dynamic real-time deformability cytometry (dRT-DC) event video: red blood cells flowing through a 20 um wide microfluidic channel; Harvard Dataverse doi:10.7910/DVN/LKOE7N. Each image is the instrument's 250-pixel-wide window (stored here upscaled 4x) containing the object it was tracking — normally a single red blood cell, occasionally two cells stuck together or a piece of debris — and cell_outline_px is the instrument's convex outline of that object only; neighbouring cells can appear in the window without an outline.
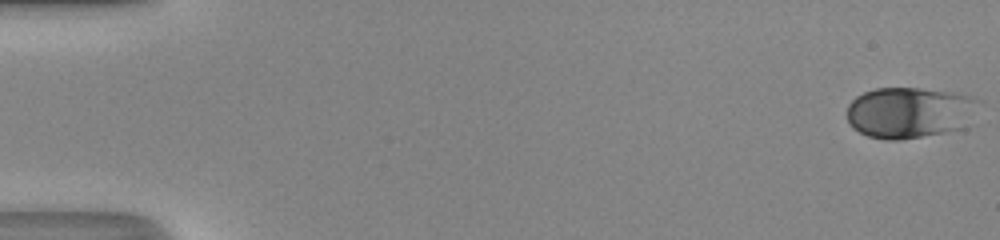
{"species": "human", "species_latin": "Homo sapiens", "temperature_condition": "room temperature", "stored_images_in_passage": 49, "camera_frame_rate_fps": 3000, "um_per_image_px": 0.085, "donor": {"sex": "male"}, "frame": {"image": 1, "passage_image": 1, "time_ms": 0.0, "image_size_px": [1000, 240], "cell_outline_px": [[984, 100], [968, 128], [900, 140], [884, 140], [868, 136], [852, 128], [848, 124], [848, 104], [856, 96], [864, 92], [876, 88], [920, 88], [956, 92], [972, 96]], "centroid_in_image_um": [77.41, 9.56], "position_along_channel_um": 7.6, "area_um2": 40.29}}
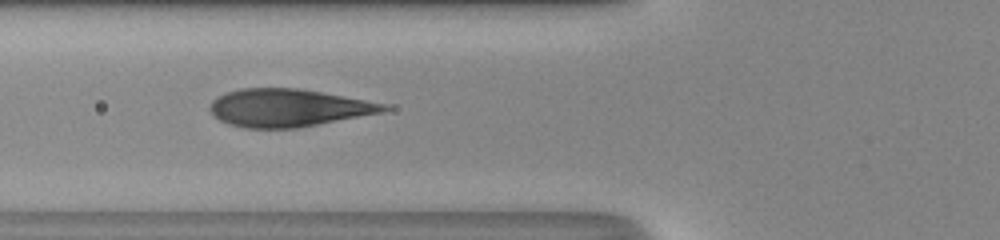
{"frame": {"image": 2, "passage_image": 20, "time_ms": 6.333, "image_size_px": [1000, 240], "cell_outline_px": [[392, 108], [388, 112], [300, 128], [244, 128], [228, 124], [220, 120], [208, 108], [212, 100], [216, 96], [240, 88], [296, 88], [320, 92], [388, 104]], "centroid_in_image_um": [24.56, 9.18], "position_along_channel_um": 101.2, "area_um2": 38.55}}
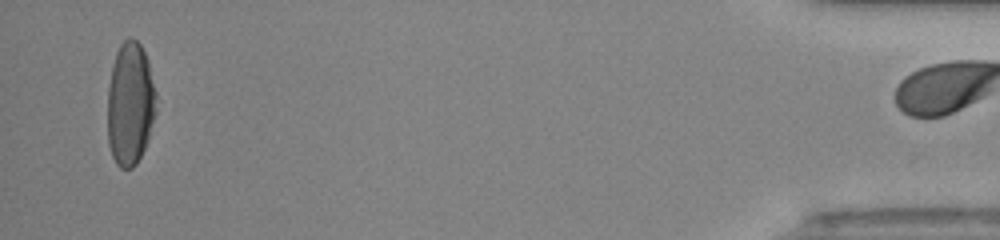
{"frame": {"image": 3, "passage_image": 48, "time_ms": 15.667, "image_size_px": [1000, 240], "cell_outline_px": [[156, 112], [148, 140], [136, 164], [132, 168], [120, 168], [116, 164], [112, 156], [108, 144], [108, 84], [112, 64], [116, 52], [120, 44], [128, 36], [132, 36], [140, 44], [148, 60], [156, 92]], "centroid_in_image_um": [11.06, 8.8], "position_along_channel_um": 424.1, "area_um2": 35.32}, "authors_computed_cell_mechanics": {"area_um2": 38.3214, "velocity_mm_per_s": 4.344, "shape_relaxation_time_tau1_ms": 4.4969, "shape_relaxation_time_tau2_ms": null, "deformation_change_tau1": 0.1948, "deformation_change_tau2": null}}